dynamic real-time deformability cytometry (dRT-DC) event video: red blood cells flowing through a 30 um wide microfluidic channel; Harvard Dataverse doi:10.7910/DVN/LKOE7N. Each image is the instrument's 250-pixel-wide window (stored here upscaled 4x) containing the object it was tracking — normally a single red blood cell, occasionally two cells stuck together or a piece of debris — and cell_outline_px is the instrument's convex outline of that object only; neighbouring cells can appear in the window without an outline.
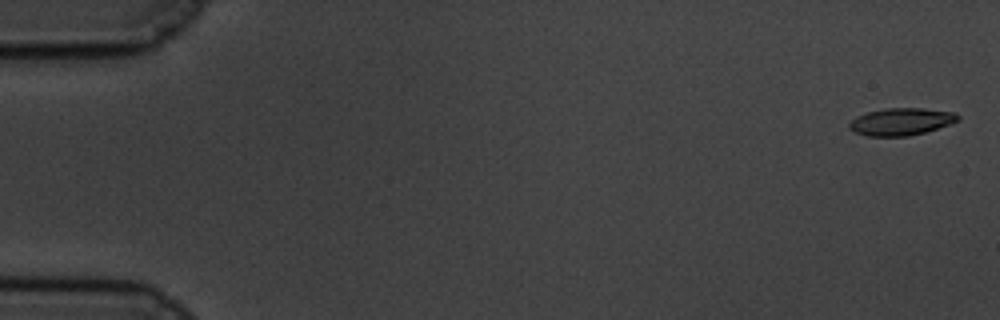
{"species": "common noctule bat (a hibernating species)", "species_latin": "Nyctalus noctula", "temperature_condition": "cold", "stored_images_in_passage": 59, "camera_frame_rate_fps": 3000, "um_per_image_px": 0.085, "animal": {"sex": "male", "body_mass_g": 19.5, "forearm_length_mm": 54.6}, "frame": {"image": 1, "passage_image": 1, "time_ms": 0.0, "image_size_px": [1000, 320], "cell_outline_px": [[960, 120], [924, 132], [908, 136], [868, 136], [856, 132], [848, 128], [848, 124], [856, 116], [868, 112], [884, 108], [924, 108], [956, 112], [960, 116]], "centroid_in_image_um": [76.6, 10.33], "position_along_channel_um": 8.4, "area_um2": 17.22}}
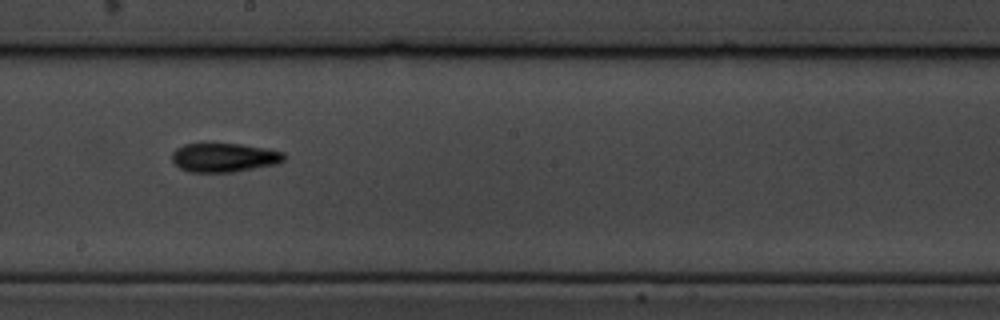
{"frame": {"image": 2, "passage_image": 33, "time_ms": 10.667, "image_size_px": [1000, 320], "cell_outline_px": [[284, 160], [276, 164], [232, 172], [188, 172], [180, 168], [172, 160], [172, 152], [176, 148], [184, 144], [240, 144], [268, 148], [284, 152]], "centroid_in_image_um": [19.05, 13.39], "position_along_channel_um": 229.2, "area_um2": 18.84}}
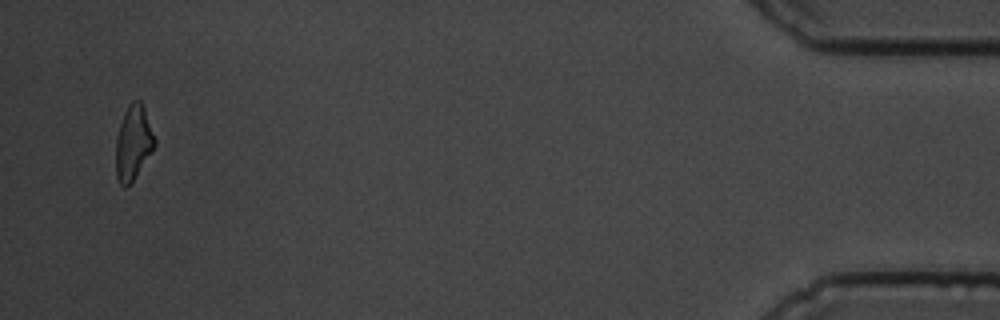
{"frame": {"image": 3, "passage_image": 57, "time_ms": 18.667, "image_size_px": [1000, 320], "cell_outline_px": [[156, 144], [132, 180], [124, 188], [120, 184], [116, 176], [116, 136], [124, 112], [128, 104], [132, 100], [140, 100], [144, 108], [156, 140]], "centroid_in_image_um": [11.31, 12.09], "position_along_channel_um": 423.9, "area_um2": 16.53}, "authors_computed_cell_mechanics": {"area_um2": 17.9758, "velocity_mm_per_s": 3.4263, "shape_relaxation_time_tau1_ms": 5.4276, "shape_relaxation_time_tau2_ms": 6.6435, "deformation_change_tau1": 0.1589, "deformation_change_tau2": 0.1558}}